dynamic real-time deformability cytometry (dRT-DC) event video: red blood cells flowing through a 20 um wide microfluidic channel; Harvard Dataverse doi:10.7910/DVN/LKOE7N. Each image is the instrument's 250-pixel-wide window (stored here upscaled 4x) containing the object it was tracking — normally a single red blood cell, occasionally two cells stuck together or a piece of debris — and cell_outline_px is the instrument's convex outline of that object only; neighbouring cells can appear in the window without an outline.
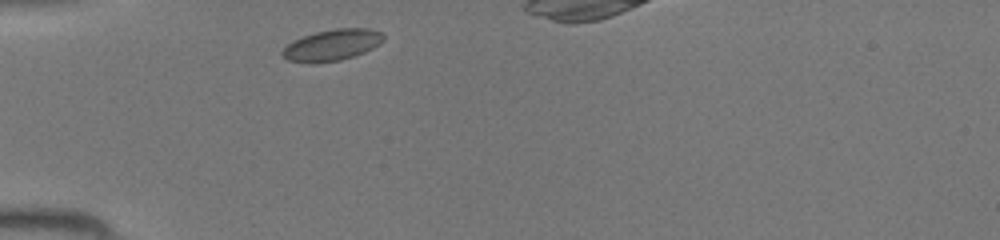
{"species": "common noctule bat (a hibernating species)", "species_latin": "Nyctalus noctula", "temperature_condition": "room temperature", "stored_images_in_passage": 28, "camera_frame_rate_fps": 3000, "um_per_image_px": 0.085, "animal": {"sex": "female", "body_mass_g": 19.5, "forearm_length_mm": 54.1}, "frame": {"image": 1, "passage_image": 1, "time_ms": 0.0, "image_size_px": [1000, 240], "cell_outline_px": [[384, 40], [380, 44], [364, 52], [340, 60], [308, 64], [288, 60], [280, 56], [280, 52], [292, 40], [316, 32], [336, 28], [368, 28], [380, 32], [384, 36]], "centroid_in_image_um": [28.18, 3.83], "position_along_channel_um": 56.8, "area_um2": 18.5}}
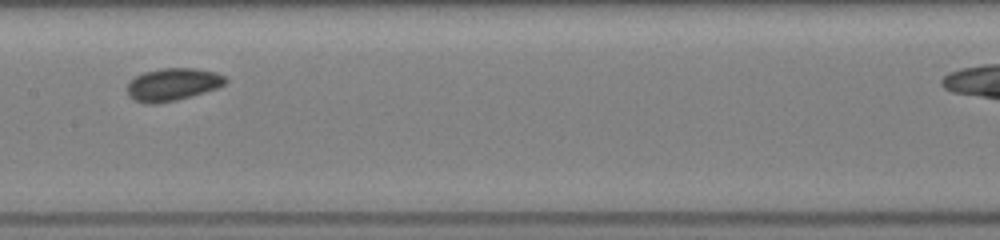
{"frame": {"image": 2, "passage_image": 11, "time_ms": 3.333, "image_size_px": [1000, 240], "cell_outline_px": [[228, 80], [224, 84], [216, 88], [192, 96], [176, 100], [156, 104], [144, 104], [128, 96], [128, 84], [136, 76], [144, 72], [160, 68], [196, 68], [216, 72], [224, 76]], "centroid_in_image_um": [14.68, 7.17], "position_along_channel_um": 192.7, "area_um2": 18.61}}
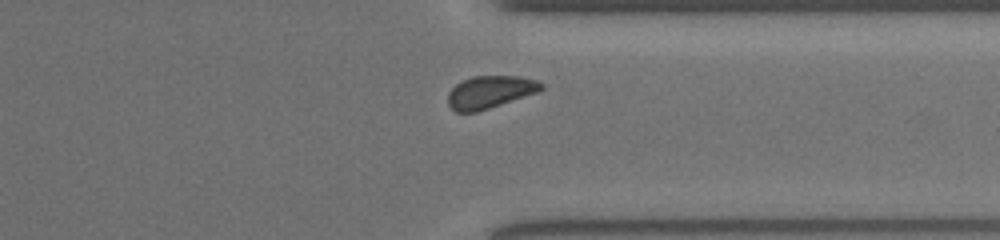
{"frame": {"image": 3, "passage_image": 23, "time_ms": 7.333, "image_size_px": [1000, 240], "cell_outline_px": [[544, 88], [536, 92], [476, 112], [456, 112], [448, 104], [448, 92], [460, 80], [472, 76], [520, 76], [536, 80], [544, 84]], "centroid_in_image_um": [41.61, 7.8], "position_along_channel_um": 369.8, "area_um2": 17.51}}